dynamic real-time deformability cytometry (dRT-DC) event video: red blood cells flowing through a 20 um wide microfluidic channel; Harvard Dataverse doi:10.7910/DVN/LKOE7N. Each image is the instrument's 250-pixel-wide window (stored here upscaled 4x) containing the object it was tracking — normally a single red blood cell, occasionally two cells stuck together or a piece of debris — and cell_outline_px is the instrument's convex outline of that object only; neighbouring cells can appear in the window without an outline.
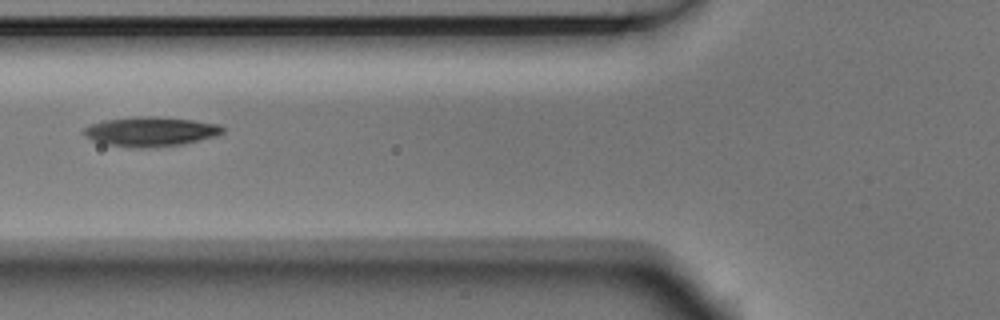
{"species": "Egyptian fruit bat (a non-hibernating species)", "species_latin": "Rousettus aegyptiacus", "temperature_condition": "room temperature", "stored_images_in_passage": 7, "camera_frame_rate_fps": 3000, "um_per_image_px": 0.085, "animal": {"sex": "male"}, "frame": {"image": 1, "passage_image": 6, "time_ms": 1.667, "image_size_px": [1000, 320], "cell_outline_px": [[224, 132], [216, 136], [180, 144], [144, 148], [132, 148], [104, 144], [92, 140], [84, 136], [84, 128], [92, 124], [104, 120], [140, 116], [156, 116], [192, 120], [220, 124], [224, 128]], "centroid_in_image_um": [12.79, 11.18], "position_along_channel_um": 113.0, "area_um2": 23.81}}
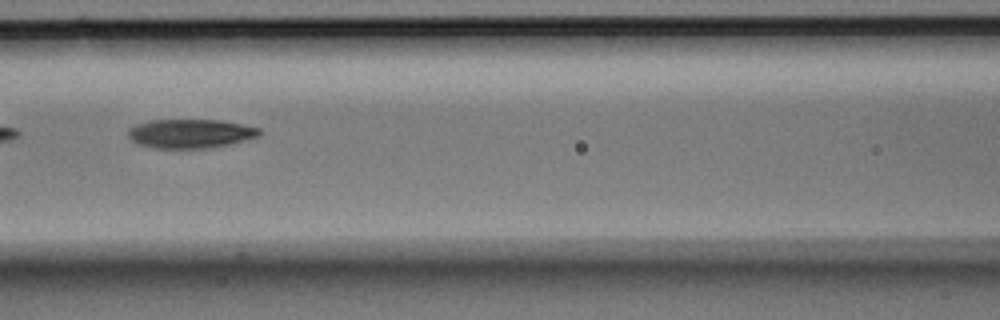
{"frame": {"image": 2, "passage_image": 7, "time_ms": 2.0, "image_size_px": [1000, 320], "cell_outline_px": [[260, 136], [228, 144], [208, 148], [152, 148], [136, 144], [128, 136], [128, 128], [136, 124], [148, 120], [220, 120], [260, 128]], "centroid_in_image_um": [16.13, 11.35], "position_along_channel_um": 150.5, "area_um2": 22.2}}